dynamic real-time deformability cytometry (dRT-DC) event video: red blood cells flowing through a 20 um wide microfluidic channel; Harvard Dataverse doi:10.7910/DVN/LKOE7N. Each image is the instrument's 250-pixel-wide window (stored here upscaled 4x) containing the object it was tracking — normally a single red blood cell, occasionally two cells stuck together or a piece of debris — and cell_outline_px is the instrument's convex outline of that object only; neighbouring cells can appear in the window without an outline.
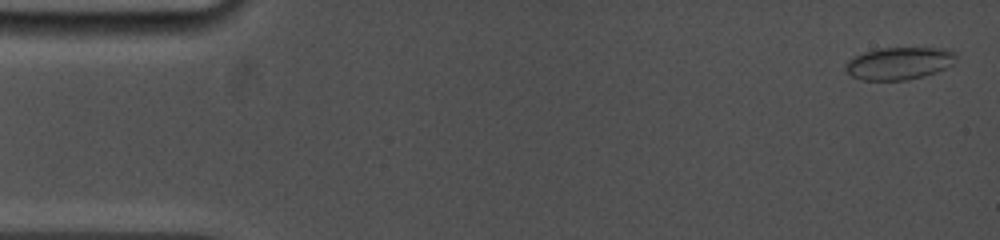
{"species": "common noctule bat (a hibernating species)", "species_latin": "Nyctalus noctula", "temperature_condition": "cold", "stored_images_in_passage": 37, "segment_of_instrument_passage": [1, 2], "camera_frame_rate_fps": 5000, "um_per_image_px": 0.085, "animal": {"sex": "female", "body_mass_g": 19.0, "forearm_length_mm": 53.3}, "frame": {"image": 1, "passage_image": 1, "time_ms": 0.0, "image_size_px": [1000, 240], "cell_outline_px": [[956, 60], [952, 64], [936, 72], [924, 76], [904, 80], [860, 80], [852, 76], [844, 68], [848, 60], [864, 52], [880, 48], [944, 48], [952, 52], [956, 56]], "centroid_in_image_um": [76.41, 5.38], "position_along_channel_um": 8.6, "area_um2": 20.69}}
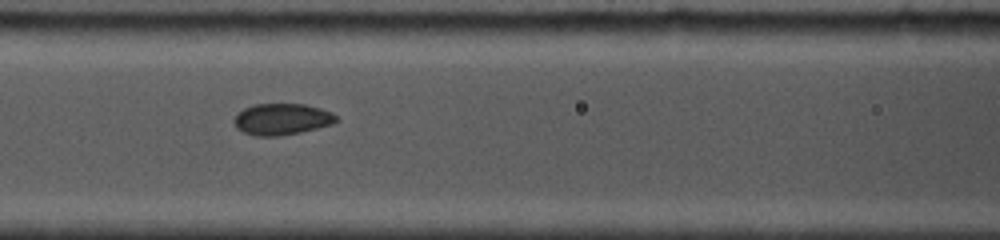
{"frame": {"image": 2, "passage_image": 19, "time_ms": 6.6, "image_size_px": [1000, 240], "cell_outline_px": [[340, 120], [332, 124], [300, 132], [280, 136], [256, 136], [244, 132], [236, 128], [236, 112], [252, 104], [304, 104], [320, 108], [332, 112]], "centroid_in_image_um": [23.97, 10.12], "position_along_channel_um": 142.6, "area_um2": 18.67}}
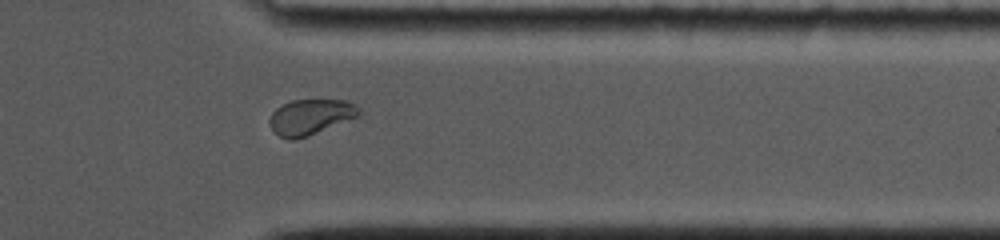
{"frame": {"image": 3, "passage_image": 32, "time_ms": 12.8, "image_size_px": [1000, 240], "cell_outline_px": [[360, 116], [308, 136], [296, 140], [288, 140], [280, 136], [272, 128], [268, 120], [272, 112], [276, 108], [292, 100], [348, 100], [356, 104], [360, 108]], "centroid_in_image_um": [26.42, 9.94], "position_along_channel_um": 385.0, "area_um2": 18.61}}